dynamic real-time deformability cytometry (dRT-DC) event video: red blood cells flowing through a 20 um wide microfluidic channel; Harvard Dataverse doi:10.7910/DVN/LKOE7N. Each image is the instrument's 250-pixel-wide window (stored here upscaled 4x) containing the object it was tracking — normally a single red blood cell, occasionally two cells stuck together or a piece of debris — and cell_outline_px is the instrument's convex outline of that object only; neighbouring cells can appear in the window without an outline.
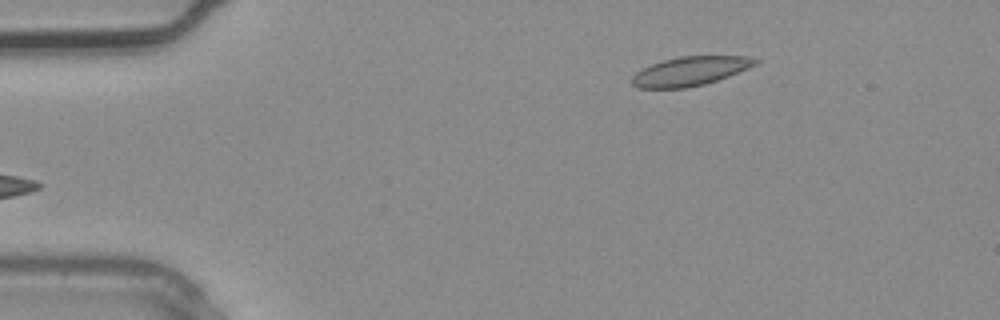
{"species": "common noctule bat (a hibernating species)", "species_latin": "Nyctalus noctula", "temperature_condition": "warm", "stored_images_in_passage": 3, "segment_of_instrument_passage": [2, 2], "camera_frame_rate_fps": 3000, "um_per_image_px": 0.085, "animal": {"sex": "male", "body_mass_g": 20.4}, "frame": {"image": 1, "passage_image": 3, "time_ms": 0.667, "image_size_px": [1000, 320], "cell_outline_px": [[760, 60], [756, 64], [748, 68], [728, 76], [704, 84], [688, 88], [636, 88], [632, 84], [632, 76], [636, 72], [652, 64], [664, 60], [680, 56], [744, 56]], "centroid_in_image_um": [58.64, 6.05], "position_along_channel_um": 26.4, "area_um2": 20.69}}